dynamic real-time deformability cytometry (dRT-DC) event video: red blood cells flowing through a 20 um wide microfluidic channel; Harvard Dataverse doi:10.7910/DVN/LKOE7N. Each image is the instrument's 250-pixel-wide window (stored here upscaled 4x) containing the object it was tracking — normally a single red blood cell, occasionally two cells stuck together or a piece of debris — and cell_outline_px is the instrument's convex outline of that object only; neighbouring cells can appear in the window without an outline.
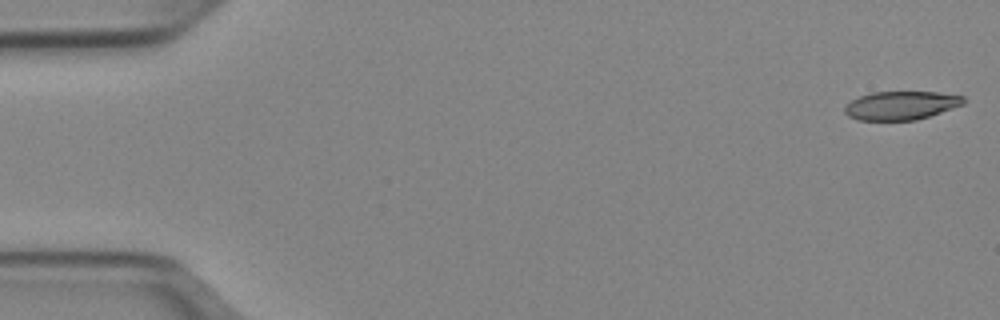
{"species": "Egyptian fruit bat (a non-hibernating species)", "species_latin": "Rousettus aegyptiacus", "temperature_condition": "cold", "stored_images_in_passage": 51, "camera_frame_rate_fps": 3000, "um_per_image_px": 0.085, "animal": {"sex": "female"}, "frame": {"image": 1, "passage_image": 1, "time_ms": 0.0, "image_size_px": [1000, 320], "cell_outline_px": [[964, 104], [916, 120], [856, 120], [848, 116], [844, 112], [844, 108], [852, 100], [860, 96], [872, 92], [936, 92], [964, 96]], "centroid_in_image_um": [76.56, 8.96], "position_along_channel_um": 8.4, "area_um2": 19.59}}
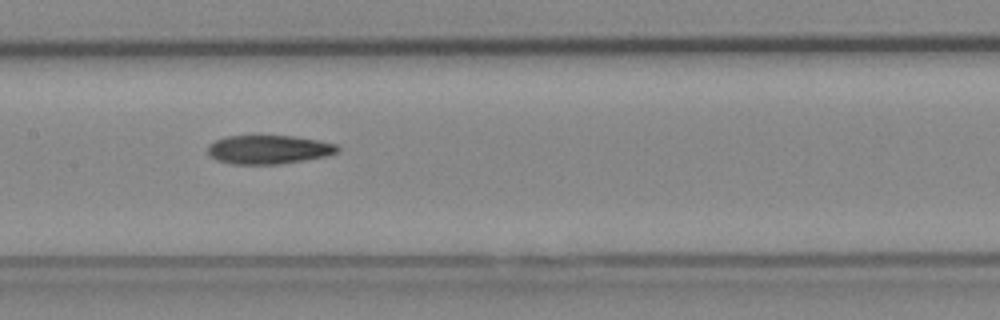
{"frame": {"image": 2, "passage_image": 25, "time_ms": 8.0, "image_size_px": [1000, 320], "cell_outline_px": [[340, 152], [324, 156], [280, 164], [232, 164], [216, 160], [208, 152], [208, 144], [224, 136], [292, 136], [316, 140], [336, 144], [340, 148]], "centroid_in_image_um": [22.82, 12.71], "position_along_channel_um": 184.6, "area_um2": 21.62}}
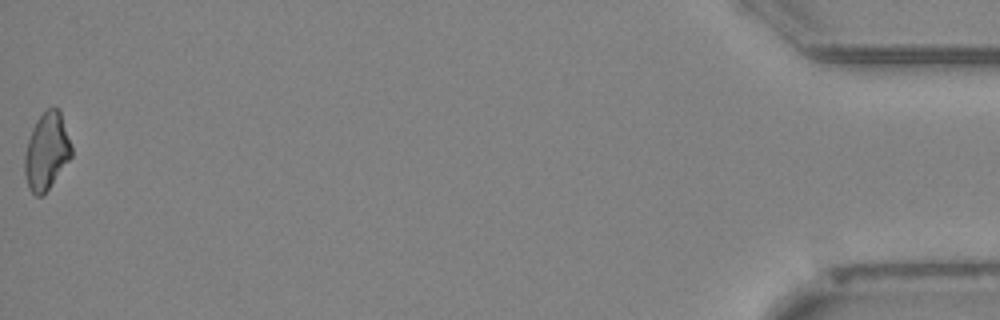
{"frame": {"image": 3, "passage_image": 51, "time_ms": 16.667, "image_size_px": [1000, 320], "cell_outline_px": [[72, 156], [48, 188], [40, 196], [36, 196], [28, 188], [24, 172], [24, 152], [32, 128], [36, 120], [48, 108], [60, 108], [72, 148]], "centroid_in_image_um": [3.95, 12.84], "position_along_channel_um": 431.3, "area_um2": 20.87}}